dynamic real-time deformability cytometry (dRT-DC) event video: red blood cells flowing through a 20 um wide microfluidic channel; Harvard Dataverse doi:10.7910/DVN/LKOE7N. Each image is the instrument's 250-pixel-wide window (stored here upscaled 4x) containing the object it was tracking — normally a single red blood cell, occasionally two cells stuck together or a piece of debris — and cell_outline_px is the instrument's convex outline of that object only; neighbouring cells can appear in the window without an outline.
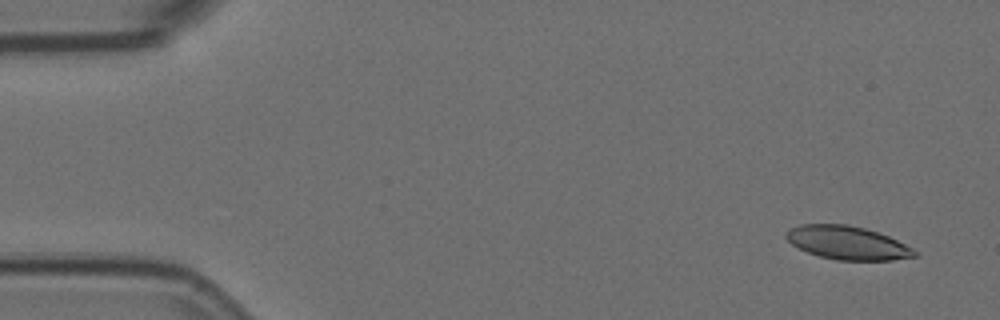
{"species": "Egyptian fruit bat (a non-hibernating species)", "species_latin": "Rousettus aegyptiacus", "temperature_condition": "room temperature", "stored_images_in_passage": 4, "camera_frame_rate_fps": 3000, "um_per_image_px": 0.085, "animal": {"sex": "female"}, "frame": {"image": 1, "passage_image": 1, "time_ms": 0.0, "image_size_px": [1000, 320], "cell_outline_px": [[920, 256], [892, 260], [836, 260], [820, 256], [808, 252], [792, 244], [784, 236], [792, 228], [800, 224], [848, 224], [864, 228], [888, 236], [912, 248]], "centroid_in_image_um": [72.05, 20.64], "position_along_channel_um": 13.0, "area_um2": 24.74}}
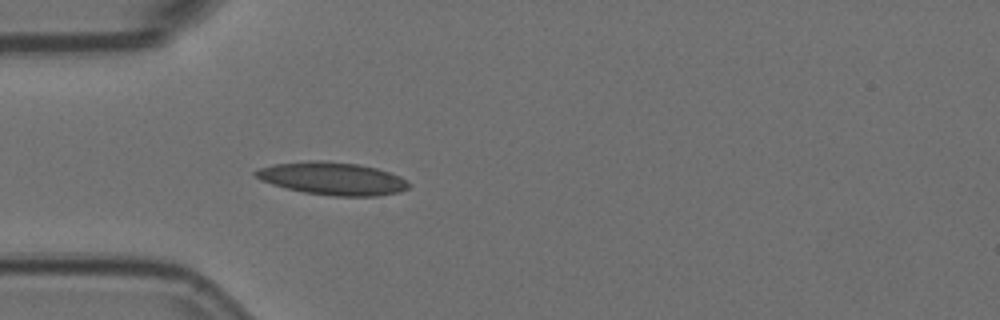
{"frame": {"image": 2, "passage_image": 4, "time_ms": 1.0, "image_size_px": [1000, 320], "cell_outline_px": [[412, 184], [408, 188], [400, 192], [376, 196], [332, 196], [304, 192], [272, 184], [260, 180], [252, 176], [252, 172], [260, 168], [272, 164], [308, 160], [320, 160], [356, 164], [376, 168], [400, 176]], "centroid_in_image_um": [28.23, 15.17], "position_along_channel_um": 56.8, "area_um2": 29.3}}